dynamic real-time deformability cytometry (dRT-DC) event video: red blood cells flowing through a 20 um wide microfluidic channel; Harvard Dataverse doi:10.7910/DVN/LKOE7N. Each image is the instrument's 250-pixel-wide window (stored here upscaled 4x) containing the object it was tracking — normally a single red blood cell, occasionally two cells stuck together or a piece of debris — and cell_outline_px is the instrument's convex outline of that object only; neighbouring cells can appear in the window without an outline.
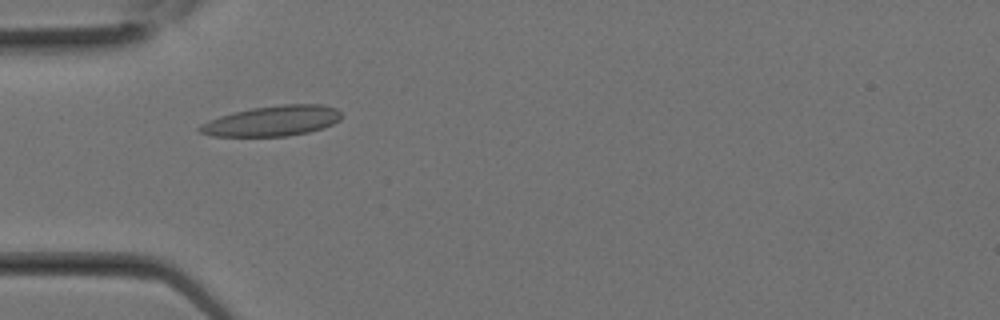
{"species": "Egyptian fruit bat (a non-hibernating species)", "species_latin": "Rousettus aegyptiacus", "temperature_condition": "room temperature", "stored_images_in_passage": 3, "camera_frame_rate_fps": 3000, "um_per_image_px": 0.085, "animal": {"sex": "female"}, "frame": {"image": 1, "passage_image": 1, "time_ms": 0.0, "image_size_px": [1000, 320], "cell_outline_px": [[340, 120], [324, 128], [308, 132], [288, 136], [212, 136], [200, 132], [196, 128], [200, 124], [220, 116], [232, 112], [252, 108], [284, 104], [320, 104], [336, 108], [340, 112]], "centroid_in_image_um": [23.14, 10.28], "position_along_channel_um": 61.9, "area_um2": 25.03}}